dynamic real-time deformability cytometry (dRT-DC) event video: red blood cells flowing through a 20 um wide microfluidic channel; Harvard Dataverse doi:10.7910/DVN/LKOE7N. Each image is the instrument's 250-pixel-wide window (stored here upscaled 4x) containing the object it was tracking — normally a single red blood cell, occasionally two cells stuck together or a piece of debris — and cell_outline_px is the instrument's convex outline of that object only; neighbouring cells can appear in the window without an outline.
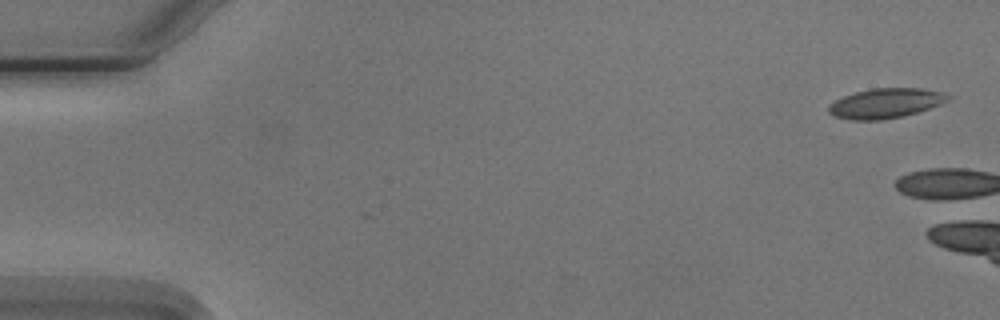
{"species": "Egyptian fruit bat (a non-hibernating species)", "species_latin": "Rousettus aegyptiacus", "temperature_condition": "cold", "stored_images_in_passage": 4, "camera_frame_rate_fps": 3000, "um_per_image_px": 0.085, "animal": {"sex": "male"}, "frame": {"image": 1, "passage_image": 1, "time_ms": 0.0, "image_size_px": [1000, 320], "cell_outline_px": [[952, 96], [948, 100], [940, 104], [904, 116], [880, 120], [852, 120], [832, 116], [828, 112], [828, 104], [844, 96], [856, 92], [872, 88], [920, 88], [944, 92]], "centroid_in_image_um": [75.26, 8.78], "position_along_channel_um": 9.7, "area_um2": 20.75}}